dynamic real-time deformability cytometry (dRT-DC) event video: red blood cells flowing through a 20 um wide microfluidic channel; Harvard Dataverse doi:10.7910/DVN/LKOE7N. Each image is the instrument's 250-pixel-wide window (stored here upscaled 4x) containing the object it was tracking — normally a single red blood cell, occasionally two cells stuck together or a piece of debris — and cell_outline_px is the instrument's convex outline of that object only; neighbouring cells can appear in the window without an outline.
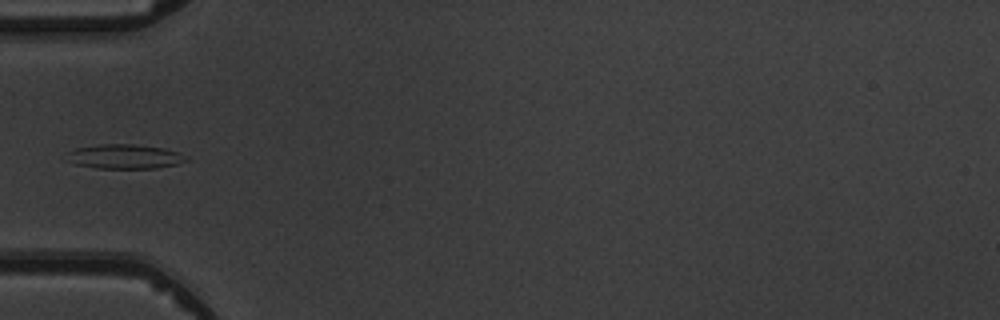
{"species": "common noctule bat (a hibernating species)", "species_latin": "Nyctalus noctula", "temperature_condition": "warm", "stored_images_in_passage": 5, "camera_frame_rate_fps": 3000, "um_per_image_px": 0.085, "animal": {"sex": "male", "body_mass_g": 19.5, "forearm_length_mm": 54.6}, "frame": {"image": 1, "passage_image": 5, "time_ms": 5.333, "image_size_px": [1000, 320], "cell_outline_px": [[188, 160], [176, 164], [156, 168], [96, 168], [76, 164], [68, 160], [68, 152], [76, 148], [100, 144], [132, 144], [164, 148], [180, 152], [188, 156]], "centroid_in_image_um": [10.64, 13.3], "position_along_channel_um": 74.4, "area_um2": 16.94}}